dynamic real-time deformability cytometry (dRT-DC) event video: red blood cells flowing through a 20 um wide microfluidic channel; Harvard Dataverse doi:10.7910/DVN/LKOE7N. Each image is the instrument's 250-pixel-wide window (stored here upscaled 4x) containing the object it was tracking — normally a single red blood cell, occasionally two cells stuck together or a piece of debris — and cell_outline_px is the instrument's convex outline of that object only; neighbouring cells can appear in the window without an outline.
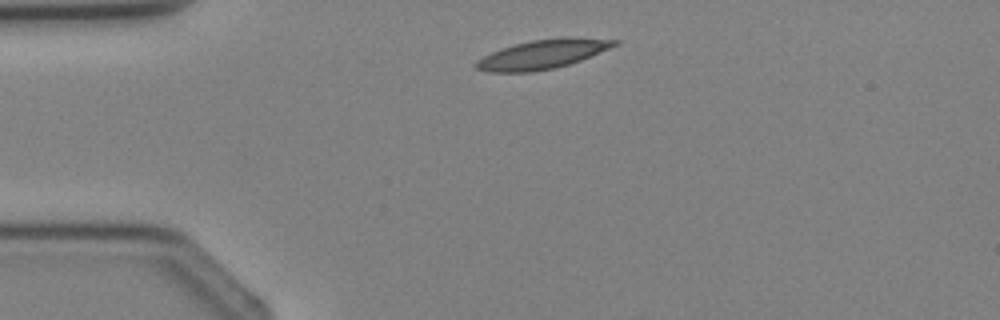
{"species": "Egyptian fruit bat (a non-hibernating species)", "species_latin": "Rousettus aegyptiacus", "temperature_condition": "cold", "stored_images_in_passage": 3, "camera_frame_rate_fps": 3000, "um_per_image_px": 0.085, "animal": {"sex": "female"}, "frame": {"image": 1, "passage_image": 1, "time_ms": 0.0, "image_size_px": [1000, 320], "cell_outline_px": [[620, 44], [580, 60], [568, 64], [552, 68], [532, 72], [488, 72], [476, 68], [472, 64], [476, 60], [500, 48], [512, 44], [532, 40], [560, 36], [572, 36], [620, 40]], "centroid_in_image_um": [46.12, 4.58], "position_along_channel_um": 38.9, "area_um2": 23.81}}
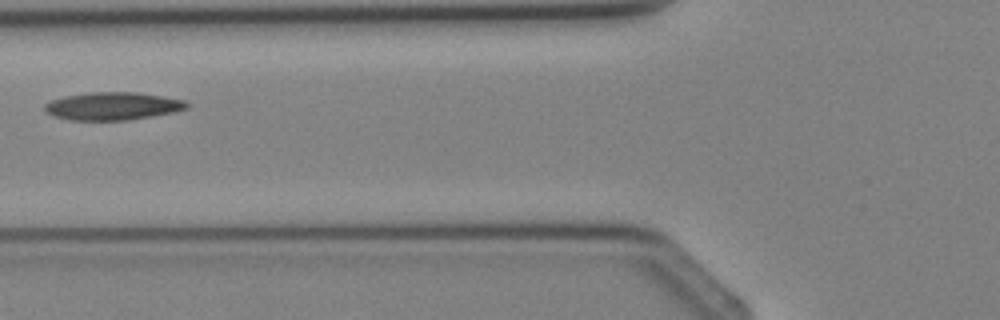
{"frame": {"image": 2, "passage_image": 3, "time_ms": 2.0, "image_size_px": [1000, 320], "cell_outline_px": [[192, 104], [188, 108], [172, 112], [152, 116], [128, 120], [68, 120], [52, 116], [44, 112], [44, 104], [52, 100], [64, 96], [88, 92], [136, 92], [164, 96], [184, 100]], "centroid_in_image_um": [9.56, 9.01], "position_along_channel_um": 116.2, "area_um2": 23.29}}